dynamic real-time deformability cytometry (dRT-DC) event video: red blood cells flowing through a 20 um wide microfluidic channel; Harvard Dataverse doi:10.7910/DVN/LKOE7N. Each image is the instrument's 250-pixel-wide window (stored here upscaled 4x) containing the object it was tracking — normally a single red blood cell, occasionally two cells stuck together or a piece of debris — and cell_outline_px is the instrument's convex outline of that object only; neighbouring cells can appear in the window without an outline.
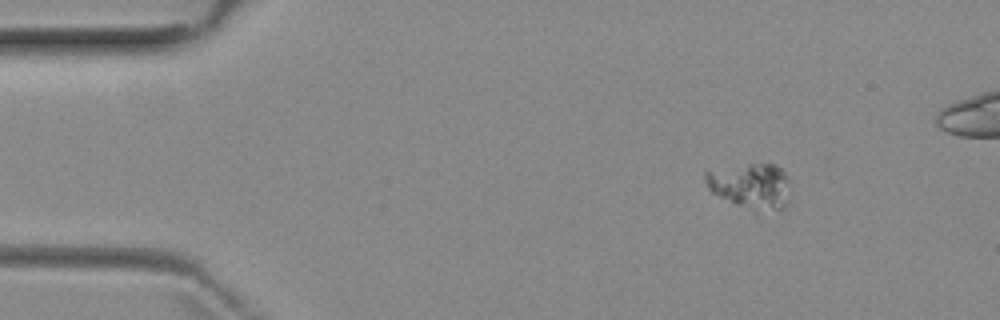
{"species": "common noctule bat (a hibernating species)", "species_latin": "Nyctalus noctula", "temperature_condition": "room temperature", "stored_images_in_passage": 5, "camera_frame_rate_fps": 3000, "um_per_image_px": 0.085, "animal": {"sex": "female", "body_mass_g": 29.2, "forearm_length_mm": 56.3}, "frame": {"image": 1, "passage_image": 2, "time_ms": 2.0, "image_size_px": [1000, 320], "cell_outline_px": [[788, 204], [780, 208], [772, 208], [736, 204], [712, 192], [708, 188], [704, 180], [704, 172], [748, 164], [776, 164], [784, 172], [788, 180]], "centroid_in_image_um": [63.79, 15.73], "position_along_channel_um": 21.2, "area_um2": 21.27}}